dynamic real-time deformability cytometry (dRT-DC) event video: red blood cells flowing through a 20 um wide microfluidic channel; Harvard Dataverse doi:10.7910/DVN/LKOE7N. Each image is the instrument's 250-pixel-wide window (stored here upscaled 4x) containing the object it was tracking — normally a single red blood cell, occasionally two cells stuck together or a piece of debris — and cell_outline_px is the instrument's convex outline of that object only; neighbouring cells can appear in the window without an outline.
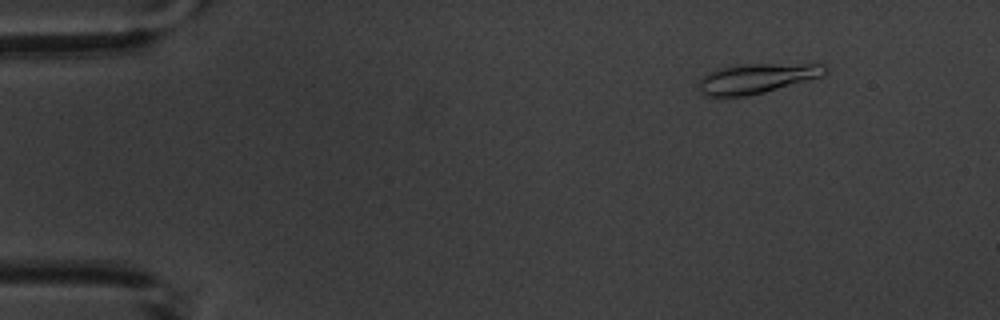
{"species": "common noctule bat (a hibernating species)", "species_latin": "Nyctalus noctula", "temperature_condition": "warm", "stored_images_in_passage": 4, "camera_frame_rate_fps": 3000, "um_per_image_px": 0.085, "animal": {"sex": "male", "body_mass_g": 20.1, "forearm_length_mm": 53.5}, "frame": {"image": 1, "passage_image": 2, "time_ms": 1.333, "image_size_px": [1000, 320], "cell_outline_px": [[828, 72], [820, 76], [764, 92], [748, 96], [704, 96], [700, 92], [700, 80], [708, 72], [716, 68], [736, 64], [824, 64], [828, 68]], "centroid_in_image_um": [64.28, 6.65], "position_along_channel_um": 20.7, "area_um2": 21.79}}